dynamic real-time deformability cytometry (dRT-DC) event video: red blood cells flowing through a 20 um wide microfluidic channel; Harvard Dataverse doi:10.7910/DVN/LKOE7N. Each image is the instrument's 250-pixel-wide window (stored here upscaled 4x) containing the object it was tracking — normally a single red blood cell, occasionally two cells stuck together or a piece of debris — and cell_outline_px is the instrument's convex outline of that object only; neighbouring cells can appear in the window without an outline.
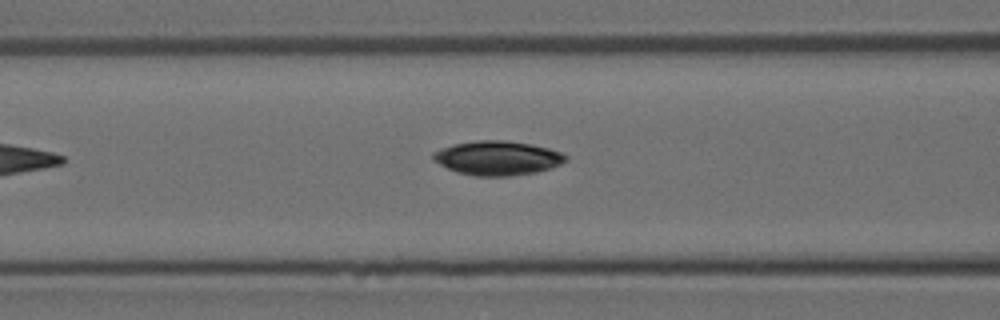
{"species": "Egyptian fruit bat (a non-hibernating species)", "species_latin": "Rousettus aegyptiacus", "temperature_condition": "room temperature", "stored_images_in_passage": 6, "camera_frame_rate_fps": 3000, "um_per_image_px": 0.085, "animal": {"sex": "female"}, "frame": {"image": 1, "passage_image": 5, "time_ms": 4.667, "image_size_px": [1000, 320], "cell_outline_px": [[568, 160], [560, 164], [536, 172], [512, 176], [472, 176], [456, 172], [432, 160], [432, 152], [440, 148], [452, 144], [476, 140], [508, 140], [532, 144], [548, 148], [560, 152], [568, 156]], "centroid_in_image_um": [42.25, 13.42], "position_along_channel_um": 124.3, "area_um2": 26.7}}